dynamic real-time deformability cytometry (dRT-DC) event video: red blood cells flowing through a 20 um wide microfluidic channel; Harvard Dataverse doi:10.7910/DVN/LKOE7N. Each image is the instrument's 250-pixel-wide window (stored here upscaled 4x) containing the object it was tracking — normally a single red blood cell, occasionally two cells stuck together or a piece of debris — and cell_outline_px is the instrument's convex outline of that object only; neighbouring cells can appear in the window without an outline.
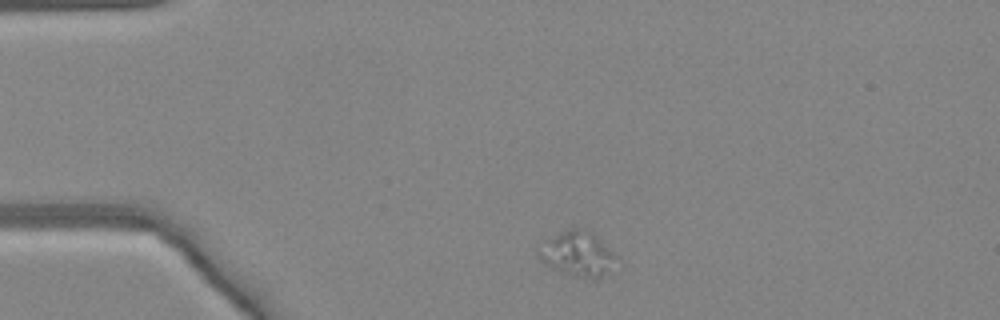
{"species": "common noctule bat (a hibernating species)", "species_latin": "Nyctalus noctula", "temperature_condition": "warm", "stored_images_in_passage": 42, "camera_frame_rate_fps": 3000, "um_per_image_px": 0.085, "animal": {"sex": "female", "body_mass_g": 24.6, "forearm_length_mm": 56.2}, "frame": {"image": 1, "passage_image": 2, "time_ms": 0.333, "image_size_px": [1000, 320], "cell_outline_px": [[616, 256], [604, 272], [596, 280], [592, 280], [552, 268], [540, 256], [536, 248], [552, 236], [568, 228], [584, 228], [592, 232]], "centroid_in_image_um": [49.04, 21.53], "position_along_channel_um": 36.0, "area_um2": 19.36}}
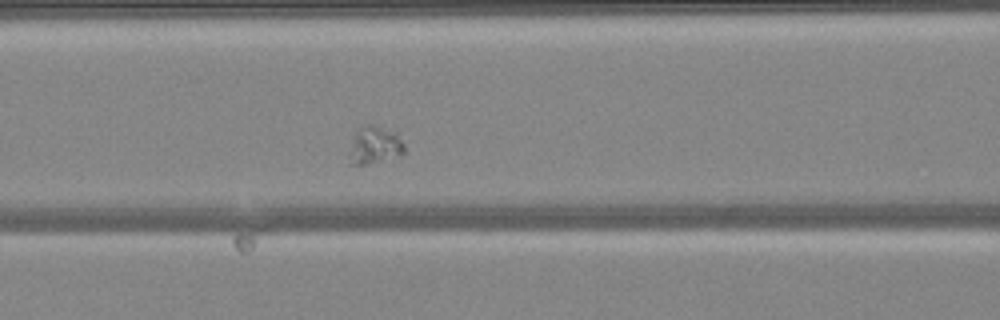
{"frame": {"image": 2, "passage_image": 13, "time_ms": 4.0, "image_size_px": [1000, 320], "cell_outline_px": [[404, 152], [368, 164], [348, 164], [348, 152], [356, 128], [360, 124], [372, 124], [392, 132], [404, 144]], "centroid_in_image_um": [31.72, 12.32], "position_along_channel_um": 134.9, "area_um2": 11.85}}
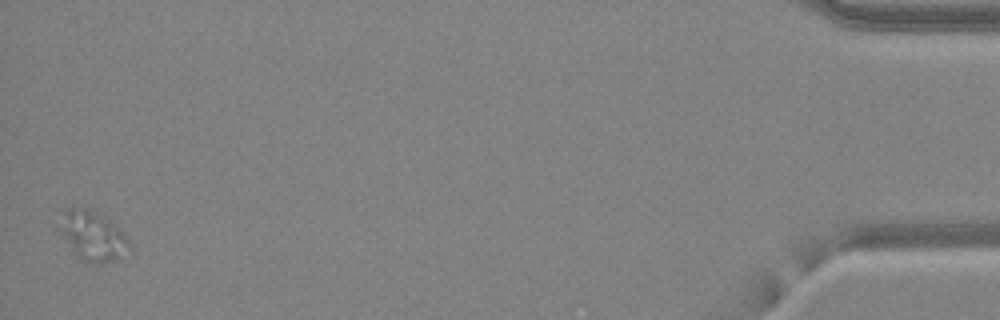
{"frame": {"image": 3, "passage_image": 42, "time_ms": 13.667, "image_size_px": [1000, 320], "cell_outline_px": [[132, 248], [120, 260], [100, 264], [92, 264], [76, 260], [60, 228], [64, 208], [72, 204], [88, 208], [104, 216], [120, 228], [132, 244]], "centroid_in_image_um": [7.92, 20.08], "position_along_channel_um": 427.3, "area_um2": 20.98}}